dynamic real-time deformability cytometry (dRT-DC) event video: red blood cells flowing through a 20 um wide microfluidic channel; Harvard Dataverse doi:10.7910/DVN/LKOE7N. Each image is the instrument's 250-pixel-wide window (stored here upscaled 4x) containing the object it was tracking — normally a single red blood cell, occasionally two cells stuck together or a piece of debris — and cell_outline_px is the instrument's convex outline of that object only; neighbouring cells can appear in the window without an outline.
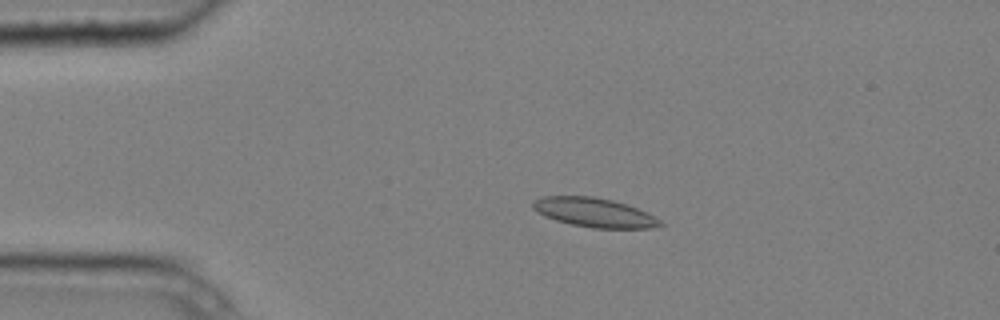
{"species": "common noctule bat (a hibernating species)", "species_latin": "Nyctalus noctula", "temperature_condition": "cold", "stored_images_in_passage": 3, "camera_frame_rate_fps": 3000, "um_per_image_px": 0.085, "animal": {"sex": "male", "body_mass_g": 20.4}, "frame": {"image": 1, "passage_image": 2, "time_ms": 0.333, "image_size_px": [1000, 320], "cell_outline_px": [[664, 224], [648, 228], [592, 228], [572, 224], [556, 220], [544, 216], [536, 212], [532, 208], [532, 200], [544, 196], [592, 196], [612, 200], [628, 204], [648, 212], [660, 220]], "centroid_in_image_um": [50.49, 18.05], "position_along_channel_um": 34.5, "area_um2": 21.73}}